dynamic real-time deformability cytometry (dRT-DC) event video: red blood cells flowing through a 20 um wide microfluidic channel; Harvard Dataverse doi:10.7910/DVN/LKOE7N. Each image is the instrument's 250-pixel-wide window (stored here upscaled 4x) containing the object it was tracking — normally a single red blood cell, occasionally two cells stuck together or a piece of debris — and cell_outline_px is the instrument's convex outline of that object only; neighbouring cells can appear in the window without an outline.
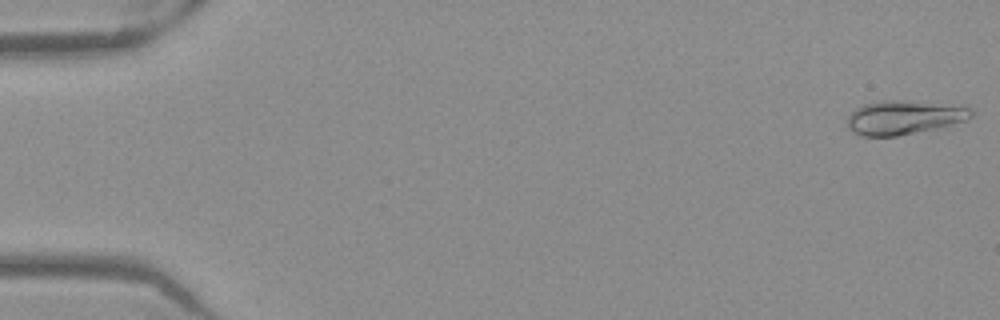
{"species": "Egyptian fruit bat (a non-hibernating species)", "species_latin": "Rousettus aegyptiacus", "temperature_condition": "warm", "stored_images_in_passage": 51, "camera_frame_rate_fps": 3000, "um_per_image_px": 0.085, "frame": {"image": 1, "passage_image": 1, "time_ms": 0.0, "image_size_px": [1000, 320], "cell_outline_px": [[976, 112], [968, 120], [936, 128], [896, 136], [860, 136], [852, 132], [848, 128], [848, 116], [856, 108], [864, 104], [880, 100], [896, 100], [968, 108]], "centroid_in_image_um": [76.77, 10.0], "position_along_channel_um": 8.2, "area_um2": 23.99}}
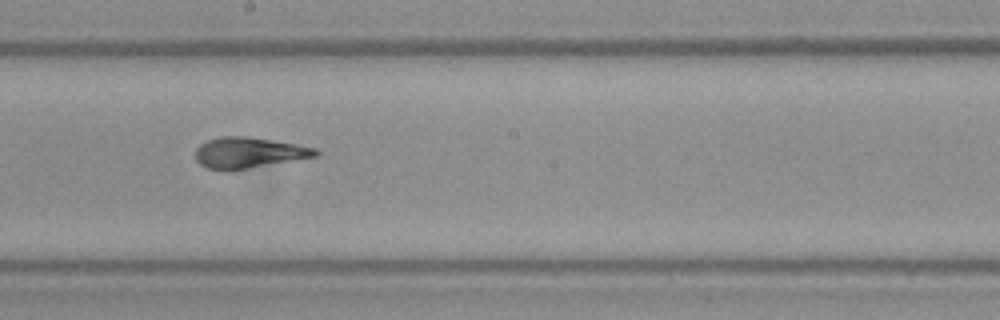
{"frame": {"image": 2, "passage_image": 29, "time_ms": 9.333, "image_size_px": [1000, 320], "cell_outline_px": [[320, 152], [316, 156], [228, 172], [208, 168], [200, 164], [196, 160], [196, 148], [200, 144], [208, 140], [220, 136], [248, 136], [296, 144], [316, 148]], "centroid_in_image_um": [21.11, 12.99], "position_along_channel_um": 227.1, "area_um2": 21.68}}
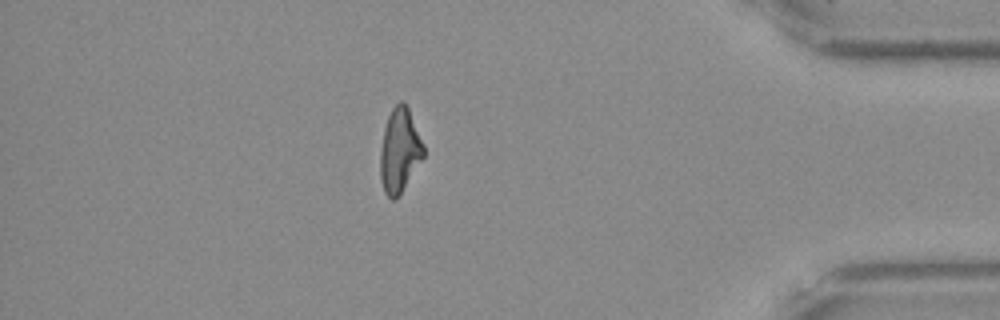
{"frame": {"image": 3, "passage_image": 45, "time_ms": 14.667, "image_size_px": [1000, 320], "cell_outline_px": [[424, 156], [400, 192], [392, 200], [384, 192], [380, 180], [380, 152], [384, 128], [388, 116], [392, 108], [400, 100], [408, 108], [424, 144]], "centroid_in_image_um": [33.95, 12.77], "position_along_channel_um": 401.2, "area_um2": 20.81}, "authors_computed_cell_mechanics": {"area_um2": 21.9062, "velocity_mm_per_s": 3.9692, "shape_relaxation_time_tau1_ms": 4.4767, "shape_relaxation_time_tau2_ms": 0.9304, "deformation_change_tau1": 0.203, "deformation_change_tau2": 0.0667}}